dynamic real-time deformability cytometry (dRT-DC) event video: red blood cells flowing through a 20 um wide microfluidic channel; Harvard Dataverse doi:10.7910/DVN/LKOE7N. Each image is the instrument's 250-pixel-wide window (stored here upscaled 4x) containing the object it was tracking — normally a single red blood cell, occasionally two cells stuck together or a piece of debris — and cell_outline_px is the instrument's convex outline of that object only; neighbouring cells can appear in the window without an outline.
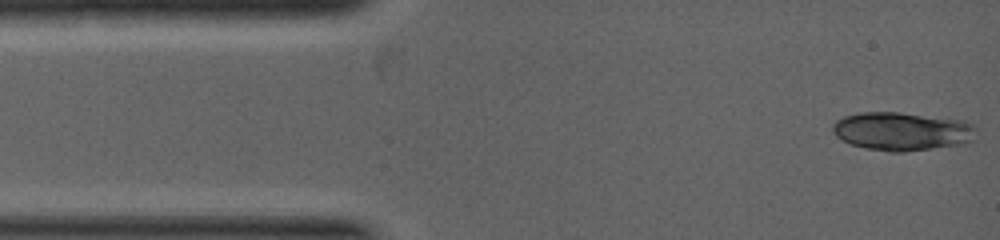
{"species": "common noctule bat (a hibernating species)", "species_latin": "Nyctalus noctula", "temperature_condition": "warm", "stored_images_in_passage": 3, "camera_frame_rate_fps": 5000, "um_per_image_px": 0.085, "animal": {"sex": "female", "body_mass_g": 19.0, "forearm_length_mm": 53.3}, "frame": {"image": 1, "passage_image": 1, "time_ms": 0.0, "image_size_px": [1000, 240], "cell_outline_px": [[976, 140], [964, 144], [904, 152], [888, 152], [864, 148], [848, 144], [840, 140], [832, 132], [832, 124], [836, 120], [844, 116], [860, 112], [896, 112], [964, 120], [972, 124], [976, 128]], "centroid_in_image_um": [76.66, 11.17], "position_along_channel_um": 8.3, "area_um2": 32.66}}